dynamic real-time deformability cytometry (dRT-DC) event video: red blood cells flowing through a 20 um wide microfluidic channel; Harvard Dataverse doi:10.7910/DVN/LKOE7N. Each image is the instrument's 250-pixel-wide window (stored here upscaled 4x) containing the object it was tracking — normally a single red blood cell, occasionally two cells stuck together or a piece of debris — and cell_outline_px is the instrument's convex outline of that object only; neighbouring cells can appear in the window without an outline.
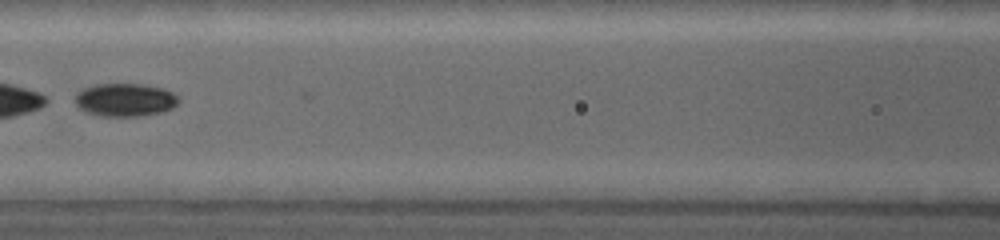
{"species": "common noctule bat (a hibernating species)", "species_latin": "Nyctalus noctula", "temperature_condition": "warm", "stored_images_in_passage": 3, "camera_frame_rate_fps": 5000, "um_per_image_px": 0.085, "animal": {"sex": "female", "body_mass_g": 19.0, "forearm_length_mm": 53.3}, "frame": {"image": 1, "passage_image": 3, "time_ms": 2.2, "image_size_px": [1000, 240], "cell_outline_px": [[176, 104], [172, 108], [164, 112], [140, 116], [100, 116], [88, 112], [80, 108], [76, 104], [76, 96], [84, 88], [100, 84], [132, 84], [160, 88], [172, 92], [176, 96]], "centroid_in_image_um": [10.62, 8.51], "position_along_channel_um": 156.0, "area_um2": 19.42}}